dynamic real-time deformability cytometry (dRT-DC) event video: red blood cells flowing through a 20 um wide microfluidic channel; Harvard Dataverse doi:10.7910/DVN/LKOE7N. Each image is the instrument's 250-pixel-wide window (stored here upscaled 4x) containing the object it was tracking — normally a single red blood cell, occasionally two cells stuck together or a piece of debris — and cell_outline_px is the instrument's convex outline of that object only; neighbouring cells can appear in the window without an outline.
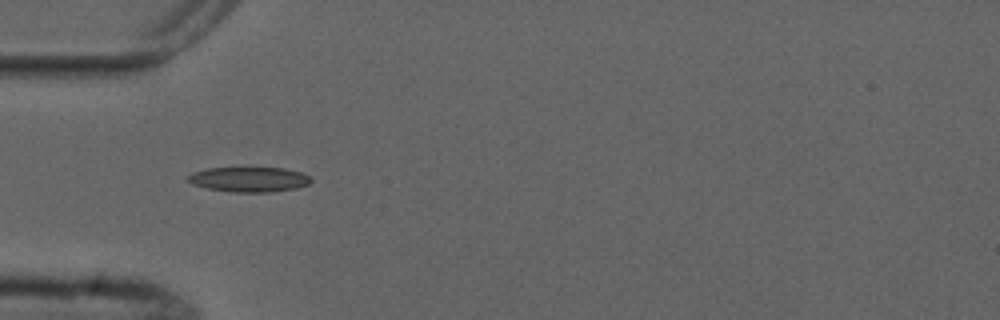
{"species": "common noctule bat (a hibernating species)", "species_latin": "Nyctalus noctula", "temperature_condition": "cold", "stored_images_in_passage": 2, "camera_frame_rate_fps": 3000, "um_per_image_px": 0.085, "animal": {"sex": "male", "forearm_length_mm": 52.5}, "frame": {"image": 1, "passage_image": 2, "time_ms": 1.0, "image_size_px": [1000, 320], "cell_outline_px": [[312, 180], [308, 184], [296, 188], [268, 192], [232, 192], [208, 188], [192, 184], [188, 180], [188, 176], [192, 172], [208, 168], [284, 168], [300, 172], [312, 176]], "centroid_in_image_um": [21.19, 15.24], "position_along_channel_um": 63.8, "area_um2": 17.8}}